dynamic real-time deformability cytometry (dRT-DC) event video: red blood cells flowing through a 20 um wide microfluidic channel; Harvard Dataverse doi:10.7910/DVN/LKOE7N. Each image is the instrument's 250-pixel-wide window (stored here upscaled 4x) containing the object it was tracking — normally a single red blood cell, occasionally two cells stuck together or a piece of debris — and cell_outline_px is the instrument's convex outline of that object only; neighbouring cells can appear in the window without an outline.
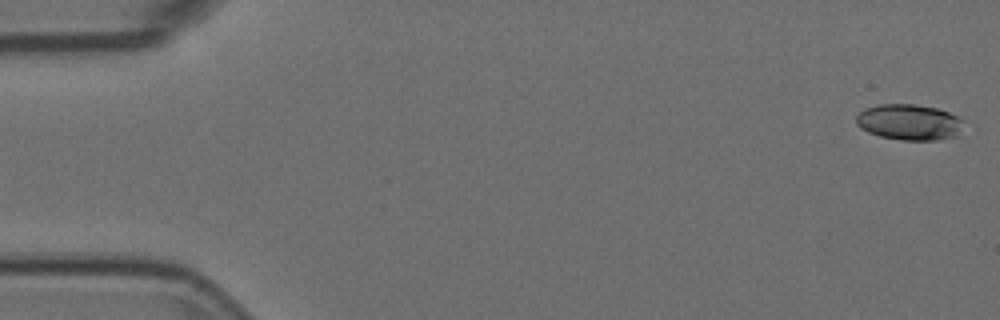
{"species": "Egyptian fruit bat (a non-hibernating species)", "species_latin": "Rousettus aegyptiacus", "temperature_condition": "room temperature", "stored_images_in_passage": 5, "camera_frame_rate_fps": 3000, "um_per_image_px": 0.085, "animal": {"sex": "female"}, "frame": {"image": 1, "passage_image": 1, "time_ms": 0.0, "image_size_px": [1000, 320], "cell_outline_px": [[964, 120], [960, 136], [936, 140], [900, 140], [880, 136], [868, 132], [860, 128], [856, 124], [856, 116], [864, 108], [880, 104], [912, 104], [936, 108], [960, 116]], "centroid_in_image_um": [77.32, 10.39], "position_along_channel_um": 7.7, "area_um2": 22.77}}
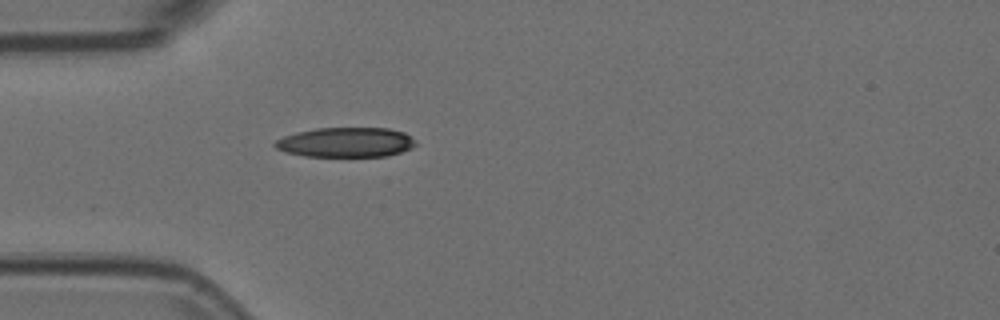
{"frame": {"image": 2, "passage_image": 5, "time_ms": 1.333, "image_size_px": [1000, 320], "cell_outline_px": [[416, 144], [412, 148], [388, 156], [304, 156], [284, 152], [276, 148], [272, 144], [276, 140], [284, 136], [296, 132], [316, 128], [388, 128], [404, 132], [416, 140]], "centroid_in_image_um": [29.39, 12.09], "position_along_channel_um": 55.6, "area_um2": 24.51}}